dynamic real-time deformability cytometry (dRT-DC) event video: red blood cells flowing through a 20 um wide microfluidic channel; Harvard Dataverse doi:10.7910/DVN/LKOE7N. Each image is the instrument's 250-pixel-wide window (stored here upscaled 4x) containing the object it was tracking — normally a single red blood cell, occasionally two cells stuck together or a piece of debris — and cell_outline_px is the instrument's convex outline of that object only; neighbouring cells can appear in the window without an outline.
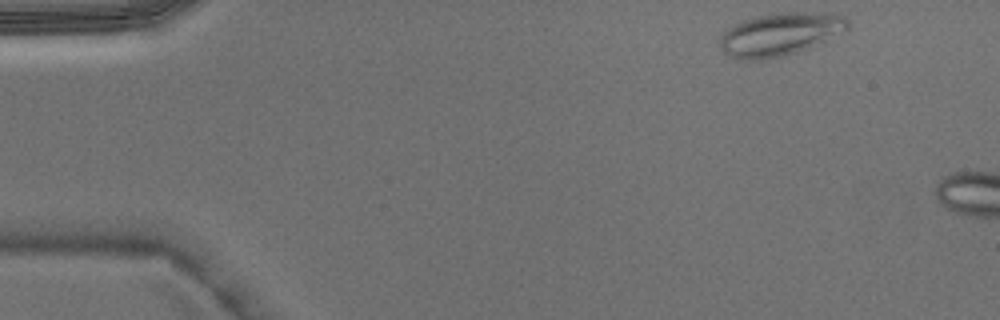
{"species": "Egyptian fruit bat (a non-hibernating species)", "species_latin": "Rousettus aegyptiacus", "temperature_condition": "warm", "stored_images_in_passage": 3, "camera_frame_rate_fps": 3000, "um_per_image_px": 0.085, "animal": {"sex": "male"}, "frame": {"image": 1, "passage_image": 1, "time_ms": 0.0, "image_size_px": [1000, 320], "cell_outline_px": [[848, 28], [808, 48], [784, 56], [764, 60], [740, 60], [724, 52], [716, 44], [724, 32], [728, 28], [740, 20], [756, 16], [780, 12], [792, 12], [844, 16], [848, 20]], "centroid_in_image_um": [66.19, 2.93], "position_along_channel_um": 18.8, "area_um2": 31.56}}